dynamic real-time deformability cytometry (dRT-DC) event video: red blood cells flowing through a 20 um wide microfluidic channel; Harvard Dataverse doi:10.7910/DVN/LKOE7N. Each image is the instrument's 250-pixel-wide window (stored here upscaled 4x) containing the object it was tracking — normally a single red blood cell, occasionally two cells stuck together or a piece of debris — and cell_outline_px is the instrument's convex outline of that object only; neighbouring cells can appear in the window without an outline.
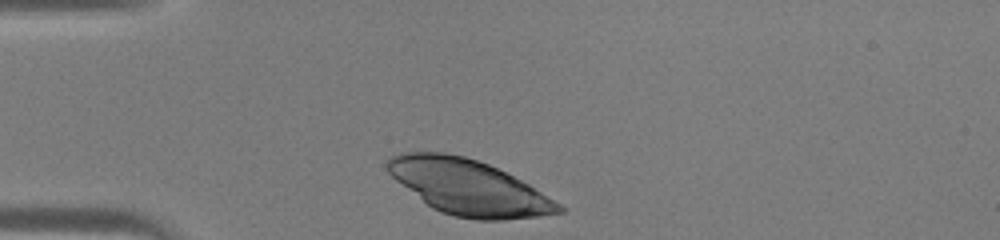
{"species": "human", "species_latin": "Homo sapiens", "temperature_condition": "warm", "stored_images_in_passage": 27, "camera_frame_rate_fps": 3000, "um_per_image_px": 0.085, "donor": {"sex": "male"}, "frame": {"image": 1, "passage_image": 1, "time_ms": 0.0, "image_size_px": [1000, 240], "cell_outline_px": [[564, 212], [540, 216], [504, 220], [476, 220], [456, 216], [440, 212], [432, 208], [396, 180], [384, 168], [384, 164], [392, 156], [404, 152], [444, 152], [464, 156], [488, 164], [528, 184], [560, 204], [564, 208]], "centroid_in_image_um": [39.8, 15.92], "position_along_channel_um": 45.2, "area_um2": 54.62}}